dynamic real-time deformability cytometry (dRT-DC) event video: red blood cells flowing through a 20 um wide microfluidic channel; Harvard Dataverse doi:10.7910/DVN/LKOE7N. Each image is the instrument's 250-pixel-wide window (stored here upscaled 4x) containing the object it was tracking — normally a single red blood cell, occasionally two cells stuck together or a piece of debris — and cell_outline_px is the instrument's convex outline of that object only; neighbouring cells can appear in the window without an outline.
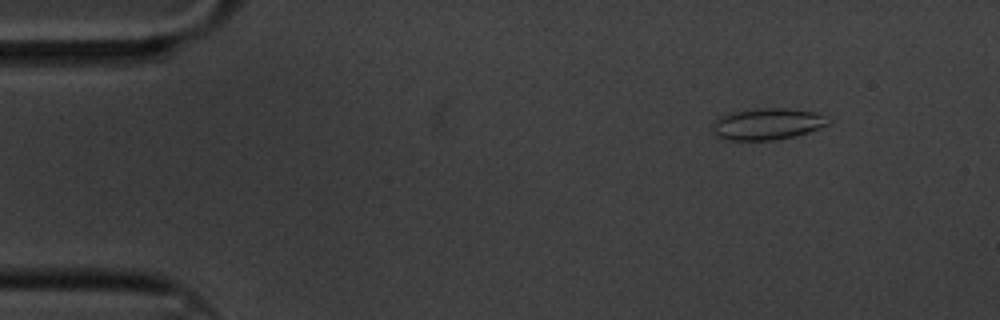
{"species": "common noctule bat (a hibernating species)", "species_latin": "Nyctalus noctula", "temperature_condition": "cold", "stored_images_in_passage": 55, "camera_frame_rate_fps": 3000, "um_per_image_px": 0.085, "animal": {"sex": "male", "body_mass_g": 20.1, "forearm_length_mm": 53.5}, "frame": {"image": 1, "passage_image": 2, "time_ms": 0.333, "image_size_px": [1000, 320], "cell_outline_px": [[832, 120], [828, 124], [820, 128], [808, 132], [776, 140], [720, 140], [716, 136], [712, 128], [712, 124], [716, 120], [728, 112], [756, 108], [784, 108], [816, 112], [828, 116]], "centroid_in_image_um": [65.22, 10.53], "position_along_channel_um": 19.8, "area_um2": 21.56}}
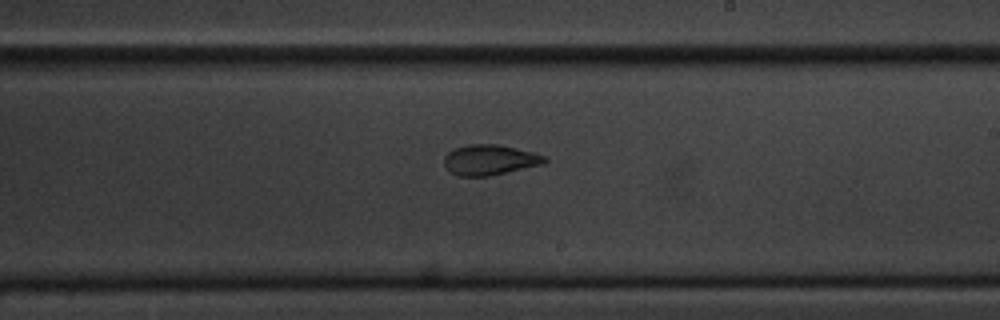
{"frame": {"image": 2, "passage_image": 30, "time_ms": 9.667, "image_size_px": [1000, 320], "cell_outline_px": [[548, 160], [544, 164], [488, 176], [460, 176], [452, 172], [444, 164], [444, 156], [448, 152], [456, 148], [468, 144], [496, 144], [516, 148], [532, 152], [544, 156]], "centroid_in_image_um": [41.63, 13.58], "position_along_channel_um": 247.4, "area_um2": 17.57}}
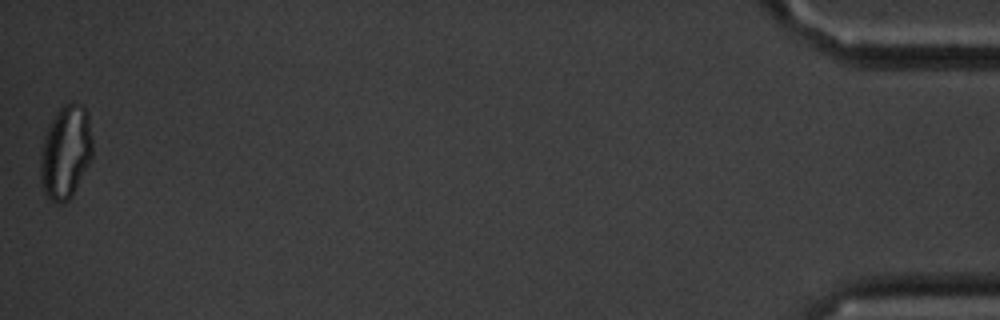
{"frame": {"image": 3, "passage_image": 55, "time_ms": 18.0, "image_size_px": [1000, 320], "cell_outline_px": [[92, 156], [88, 164], [68, 200], [64, 204], [60, 204], [48, 200], [44, 192], [40, 180], [40, 160], [44, 140], [48, 128], [60, 104], [84, 104], [88, 112], [92, 140]], "centroid_in_image_um": [5.58, 12.92], "position_along_channel_um": 429.6, "area_um2": 28.15}, "authors_computed_cell_mechanics": {"area_um2": 19.1896, "velocity_mm_per_s": 3.3178, "shape_relaxation_time_tau1_ms": 5.2396, "shape_relaxation_time_tau2_ms": 2.0079, "deformation_change_tau1": 0.1391, "deformation_change_tau2": 0.0724}}